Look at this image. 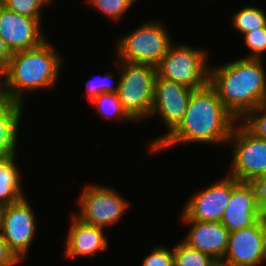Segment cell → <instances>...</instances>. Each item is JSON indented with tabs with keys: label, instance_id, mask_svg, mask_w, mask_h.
Returning a JSON list of instances; mask_svg holds the SVG:
<instances>
[{
	"label": "cell",
	"instance_id": "obj_21",
	"mask_svg": "<svg viewBox=\"0 0 266 266\" xmlns=\"http://www.w3.org/2000/svg\"><path fill=\"white\" fill-rule=\"evenodd\" d=\"M174 266H214L217 261L208 254L181 241L173 248Z\"/></svg>",
	"mask_w": 266,
	"mask_h": 266
},
{
	"label": "cell",
	"instance_id": "obj_23",
	"mask_svg": "<svg viewBox=\"0 0 266 266\" xmlns=\"http://www.w3.org/2000/svg\"><path fill=\"white\" fill-rule=\"evenodd\" d=\"M138 0H87L91 6L111 20H120L124 13Z\"/></svg>",
	"mask_w": 266,
	"mask_h": 266
},
{
	"label": "cell",
	"instance_id": "obj_12",
	"mask_svg": "<svg viewBox=\"0 0 266 266\" xmlns=\"http://www.w3.org/2000/svg\"><path fill=\"white\" fill-rule=\"evenodd\" d=\"M231 197V176L227 175L202 191L193 194L182 212L183 220L221 222Z\"/></svg>",
	"mask_w": 266,
	"mask_h": 266
},
{
	"label": "cell",
	"instance_id": "obj_20",
	"mask_svg": "<svg viewBox=\"0 0 266 266\" xmlns=\"http://www.w3.org/2000/svg\"><path fill=\"white\" fill-rule=\"evenodd\" d=\"M91 105L96 107V111L99 116L105 118L106 120H110L114 117V119L133 120L127 115V113L123 110L122 104L118 97L117 93H103L99 96L95 97L91 101Z\"/></svg>",
	"mask_w": 266,
	"mask_h": 266
},
{
	"label": "cell",
	"instance_id": "obj_33",
	"mask_svg": "<svg viewBox=\"0 0 266 266\" xmlns=\"http://www.w3.org/2000/svg\"><path fill=\"white\" fill-rule=\"evenodd\" d=\"M262 218H263V220H264V224H265V226H266V212L262 214Z\"/></svg>",
	"mask_w": 266,
	"mask_h": 266
},
{
	"label": "cell",
	"instance_id": "obj_15",
	"mask_svg": "<svg viewBox=\"0 0 266 266\" xmlns=\"http://www.w3.org/2000/svg\"><path fill=\"white\" fill-rule=\"evenodd\" d=\"M190 230L183 242L221 262L228 246L230 231L221 222L183 220Z\"/></svg>",
	"mask_w": 266,
	"mask_h": 266
},
{
	"label": "cell",
	"instance_id": "obj_26",
	"mask_svg": "<svg viewBox=\"0 0 266 266\" xmlns=\"http://www.w3.org/2000/svg\"><path fill=\"white\" fill-rule=\"evenodd\" d=\"M96 80H89L87 83V88H86V94H87V99L91 102L95 97L99 96L100 94L103 93H117L118 92V87H119V79L117 80L116 85H111L112 84V79L113 75L110 73L105 74V76L101 78H97ZM96 80V81H95ZM111 82V83H110Z\"/></svg>",
	"mask_w": 266,
	"mask_h": 266
},
{
	"label": "cell",
	"instance_id": "obj_30",
	"mask_svg": "<svg viewBox=\"0 0 266 266\" xmlns=\"http://www.w3.org/2000/svg\"><path fill=\"white\" fill-rule=\"evenodd\" d=\"M12 55L13 52L10 50L6 42L0 36V65L5 68Z\"/></svg>",
	"mask_w": 266,
	"mask_h": 266
},
{
	"label": "cell",
	"instance_id": "obj_34",
	"mask_svg": "<svg viewBox=\"0 0 266 266\" xmlns=\"http://www.w3.org/2000/svg\"><path fill=\"white\" fill-rule=\"evenodd\" d=\"M214 266H228V265H225L222 262H217Z\"/></svg>",
	"mask_w": 266,
	"mask_h": 266
},
{
	"label": "cell",
	"instance_id": "obj_10",
	"mask_svg": "<svg viewBox=\"0 0 266 266\" xmlns=\"http://www.w3.org/2000/svg\"><path fill=\"white\" fill-rule=\"evenodd\" d=\"M27 197L5 206L2 235L9 250L21 261L27 256L36 232V217Z\"/></svg>",
	"mask_w": 266,
	"mask_h": 266
},
{
	"label": "cell",
	"instance_id": "obj_4",
	"mask_svg": "<svg viewBox=\"0 0 266 266\" xmlns=\"http://www.w3.org/2000/svg\"><path fill=\"white\" fill-rule=\"evenodd\" d=\"M116 62L119 69L118 97L123 110L135 122L151 117L156 66L148 63Z\"/></svg>",
	"mask_w": 266,
	"mask_h": 266
},
{
	"label": "cell",
	"instance_id": "obj_8",
	"mask_svg": "<svg viewBox=\"0 0 266 266\" xmlns=\"http://www.w3.org/2000/svg\"><path fill=\"white\" fill-rule=\"evenodd\" d=\"M83 189L78 198L79 214L74 216L88 225L105 229L117 223L129 207L128 201L112 188L89 184Z\"/></svg>",
	"mask_w": 266,
	"mask_h": 266
},
{
	"label": "cell",
	"instance_id": "obj_13",
	"mask_svg": "<svg viewBox=\"0 0 266 266\" xmlns=\"http://www.w3.org/2000/svg\"><path fill=\"white\" fill-rule=\"evenodd\" d=\"M40 21L10 11L0 4V36L12 52L37 47L46 40Z\"/></svg>",
	"mask_w": 266,
	"mask_h": 266
},
{
	"label": "cell",
	"instance_id": "obj_1",
	"mask_svg": "<svg viewBox=\"0 0 266 266\" xmlns=\"http://www.w3.org/2000/svg\"><path fill=\"white\" fill-rule=\"evenodd\" d=\"M239 120L223 105L210 85L193 90L186 113L179 125L152 151L166 150L187 143H226Z\"/></svg>",
	"mask_w": 266,
	"mask_h": 266
},
{
	"label": "cell",
	"instance_id": "obj_27",
	"mask_svg": "<svg viewBox=\"0 0 266 266\" xmlns=\"http://www.w3.org/2000/svg\"><path fill=\"white\" fill-rule=\"evenodd\" d=\"M142 266H174V255L172 251L166 247H154L152 252L143 259Z\"/></svg>",
	"mask_w": 266,
	"mask_h": 266
},
{
	"label": "cell",
	"instance_id": "obj_31",
	"mask_svg": "<svg viewBox=\"0 0 266 266\" xmlns=\"http://www.w3.org/2000/svg\"><path fill=\"white\" fill-rule=\"evenodd\" d=\"M1 77H3L2 82H0V101H8L7 95H6V91H5V82L4 81V77H5V73H4V67H2L0 65V80Z\"/></svg>",
	"mask_w": 266,
	"mask_h": 266
},
{
	"label": "cell",
	"instance_id": "obj_3",
	"mask_svg": "<svg viewBox=\"0 0 266 266\" xmlns=\"http://www.w3.org/2000/svg\"><path fill=\"white\" fill-rule=\"evenodd\" d=\"M62 64L61 55L47 40L37 47L13 52L4 68L8 100L23 103L24 92L54 87Z\"/></svg>",
	"mask_w": 266,
	"mask_h": 266
},
{
	"label": "cell",
	"instance_id": "obj_29",
	"mask_svg": "<svg viewBox=\"0 0 266 266\" xmlns=\"http://www.w3.org/2000/svg\"><path fill=\"white\" fill-rule=\"evenodd\" d=\"M20 261L9 250L7 242L0 231V266H16Z\"/></svg>",
	"mask_w": 266,
	"mask_h": 266
},
{
	"label": "cell",
	"instance_id": "obj_24",
	"mask_svg": "<svg viewBox=\"0 0 266 266\" xmlns=\"http://www.w3.org/2000/svg\"><path fill=\"white\" fill-rule=\"evenodd\" d=\"M240 122L256 137L266 140V103L249 111Z\"/></svg>",
	"mask_w": 266,
	"mask_h": 266
},
{
	"label": "cell",
	"instance_id": "obj_16",
	"mask_svg": "<svg viewBox=\"0 0 266 266\" xmlns=\"http://www.w3.org/2000/svg\"><path fill=\"white\" fill-rule=\"evenodd\" d=\"M72 219L65 241L66 257H94L99 251L107 250V236L103 228L83 223L74 214Z\"/></svg>",
	"mask_w": 266,
	"mask_h": 266
},
{
	"label": "cell",
	"instance_id": "obj_2",
	"mask_svg": "<svg viewBox=\"0 0 266 266\" xmlns=\"http://www.w3.org/2000/svg\"><path fill=\"white\" fill-rule=\"evenodd\" d=\"M209 84L224 107L239 121L266 103V70L263 59L241 58L210 68Z\"/></svg>",
	"mask_w": 266,
	"mask_h": 266
},
{
	"label": "cell",
	"instance_id": "obj_14",
	"mask_svg": "<svg viewBox=\"0 0 266 266\" xmlns=\"http://www.w3.org/2000/svg\"><path fill=\"white\" fill-rule=\"evenodd\" d=\"M262 214L249 182H239L231 176V197L221 223L231 232L255 224Z\"/></svg>",
	"mask_w": 266,
	"mask_h": 266
},
{
	"label": "cell",
	"instance_id": "obj_17",
	"mask_svg": "<svg viewBox=\"0 0 266 266\" xmlns=\"http://www.w3.org/2000/svg\"><path fill=\"white\" fill-rule=\"evenodd\" d=\"M23 103L6 101L0 106V158L15 155Z\"/></svg>",
	"mask_w": 266,
	"mask_h": 266
},
{
	"label": "cell",
	"instance_id": "obj_32",
	"mask_svg": "<svg viewBox=\"0 0 266 266\" xmlns=\"http://www.w3.org/2000/svg\"><path fill=\"white\" fill-rule=\"evenodd\" d=\"M4 209H5V206L0 204V231L2 230V221H3Z\"/></svg>",
	"mask_w": 266,
	"mask_h": 266
},
{
	"label": "cell",
	"instance_id": "obj_5",
	"mask_svg": "<svg viewBox=\"0 0 266 266\" xmlns=\"http://www.w3.org/2000/svg\"><path fill=\"white\" fill-rule=\"evenodd\" d=\"M208 52L186 44H172L163 59L156 65L157 76L193 90L200 89L209 84Z\"/></svg>",
	"mask_w": 266,
	"mask_h": 266
},
{
	"label": "cell",
	"instance_id": "obj_28",
	"mask_svg": "<svg viewBox=\"0 0 266 266\" xmlns=\"http://www.w3.org/2000/svg\"><path fill=\"white\" fill-rule=\"evenodd\" d=\"M254 189L255 200L261 214L266 212V175L254 178L250 182Z\"/></svg>",
	"mask_w": 266,
	"mask_h": 266
},
{
	"label": "cell",
	"instance_id": "obj_19",
	"mask_svg": "<svg viewBox=\"0 0 266 266\" xmlns=\"http://www.w3.org/2000/svg\"><path fill=\"white\" fill-rule=\"evenodd\" d=\"M232 24L241 34L266 27V13L261 8L245 6L232 16Z\"/></svg>",
	"mask_w": 266,
	"mask_h": 266
},
{
	"label": "cell",
	"instance_id": "obj_11",
	"mask_svg": "<svg viewBox=\"0 0 266 266\" xmlns=\"http://www.w3.org/2000/svg\"><path fill=\"white\" fill-rule=\"evenodd\" d=\"M266 261V226L263 218L255 224L231 231L222 263L228 266H258Z\"/></svg>",
	"mask_w": 266,
	"mask_h": 266
},
{
	"label": "cell",
	"instance_id": "obj_22",
	"mask_svg": "<svg viewBox=\"0 0 266 266\" xmlns=\"http://www.w3.org/2000/svg\"><path fill=\"white\" fill-rule=\"evenodd\" d=\"M51 1L53 0H0V4L22 16L41 19L42 7L50 5Z\"/></svg>",
	"mask_w": 266,
	"mask_h": 266
},
{
	"label": "cell",
	"instance_id": "obj_7",
	"mask_svg": "<svg viewBox=\"0 0 266 266\" xmlns=\"http://www.w3.org/2000/svg\"><path fill=\"white\" fill-rule=\"evenodd\" d=\"M228 143L233 145V160L228 175L239 182H250L266 175V140L256 137L239 121Z\"/></svg>",
	"mask_w": 266,
	"mask_h": 266
},
{
	"label": "cell",
	"instance_id": "obj_18",
	"mask_svg": "<svg viewBox=\"0 0 266 266\" xmlns=\"http://www.w3.org/2000/svg\"><path fill=\"white\" fill-rule=\"evenodd\" d=\"M16 154L0 158V204L6 206L25 198L20 187L22 176L15 165Z\"/></svg>",
	"mask_w": 266,
	"mask_h": 266
},
{
	"label": "cell",
	"instance_id": "obj_35",
	"mask_svg": "<svg viewBox=\"0 0 266 266\" xmlns=\"http://www.w3.org/2000/svg\"><path fill=\"white\" fill-rule=\"evenodd\" d=\"M4 102H6V101H0V106H1Z\"/></svg>",
	"mask_w": 266,
	"mask_h": 266
},
{
	"label": "cell",
	"instance_id": "obj_25",
	"mask_svg": "<svg viewBox=\"0 0 266 266\" xmlns=\"http://www.w3.org/2000/svg\"><path fill=\"white\" fill-rule=\"evenodd\" d=\"M244 43L251 53L243 57L247 59H262L266 51V27L251 30L244 35Z\"/></svg>",
	"mask_w": 266,
	"mask_h": 266
},
{
	"label": "cell",
	"instance_id": "obj_6",
	"mask_svg": "<svg viewBox=\"0 0 266 266\" xmlns=\"http://www.w3.org/2000/svg\"><path fill=\"white\" fill-rule=\"evenodd\" d=\"M172 42L160 21L143 23L142 26L119 37L116 57L119 61L157 65L168 52Z\"/></svg>",
	"mask_w": 266,
	"mask_h": 266
},
{
	"label": "cell",
	"instance_id": "obj_9",
	"mask_svg": "<svg viewBox=\"0 0 266 266\" xmlns=\"http://www.w3.org/2000/svg\"><path fill=\"white\" fill-rule=\"evenodd\" d=\"M192 92L193 89L185 85L156 76L151 116L160 115L168 132L148 143L149 153L182 121Z\"/></svg>",
	"mask_w": 266,
	"mask_h": 266
}]
</instances>
